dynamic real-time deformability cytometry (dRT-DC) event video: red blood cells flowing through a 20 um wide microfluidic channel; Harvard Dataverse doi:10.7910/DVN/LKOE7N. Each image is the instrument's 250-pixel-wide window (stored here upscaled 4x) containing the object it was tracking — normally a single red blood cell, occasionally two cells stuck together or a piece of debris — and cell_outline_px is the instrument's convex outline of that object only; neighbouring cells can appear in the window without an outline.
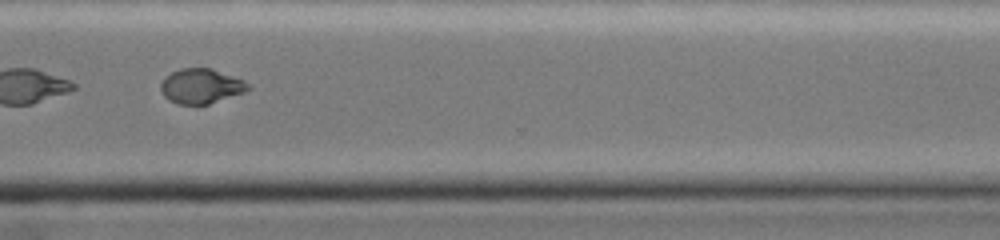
{"species": "common noctule bat (a hibernating species)", "species_latin": "Nyctalus noctula", "temperature_condition": "cold", "stored_images_in_passage": 32, "camera_frame_rate_fps": 3000, "um_per_image_px": 0.085, "animal": {"sex": "female", "body_mass_g": 19.0, "forearm_length_mm": 51.5}, "frame": {"image": 1, "passage_image": 23, "time_ms": 7.333, "image_size_px": [1000, 240], "cell_outline_px": [[252, 88], [244, 92], [208, 104], [176, 104], [168, 100], [160, 92], [160, 84], [164, 76], [180, 68], [212, 68], [244, 80]], "centroid_in_image_um": [17.05, 7.31], "position_along_channel_um": 353.5, "area_um2": 17.86}, "authors_computed_cell_mechanics": {"area_um2": 19.8832, "velocity_mm_per_s": 4.0816, "shape_relaxation_time_tau1_ms": 6.1546, "shape_relaxation_time_tau2_ms": 4.2142, "deformation_change_tau1": 0.1858, "deformation_change_tau2": 0.0563}}